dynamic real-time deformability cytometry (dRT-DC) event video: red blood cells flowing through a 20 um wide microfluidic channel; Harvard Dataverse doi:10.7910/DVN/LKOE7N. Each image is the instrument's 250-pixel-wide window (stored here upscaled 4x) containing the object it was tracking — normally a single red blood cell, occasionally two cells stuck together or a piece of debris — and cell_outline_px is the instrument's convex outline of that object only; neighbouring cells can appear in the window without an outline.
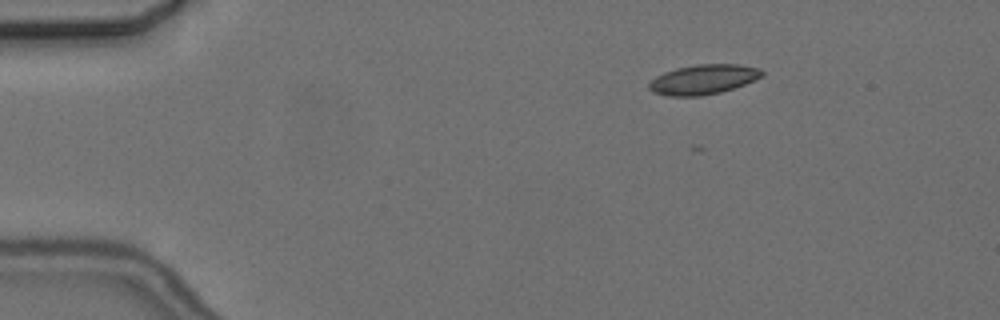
{"species": "common noctule bat (a hibernating species)", "species_latin": "Nyctalus noctula", "temperature_condition": "cold", "stored_images_in_passage": 4, "camera_frame_rate_fps": 3000, "um_per_image_px": 0.085, "animal": {"sex": "female", "body_mass_g": 24.6, "forearm_length_mm": 56.2}, "frame": {"image": 1, "passage_image": 1, "time_ms": 0.0, "image_size_px": [1000, 320], "cell_outline_px": [[764, 76], [744, 84], [720, 92], [700, 96], [668, 96], [652, 92], [648, 88], [648, 84], [656, 76], [664, 72], [676, 68], [696, 64], [740, 64], [760, 68], [764, 72]], "centroid_in_image_um": [59.78, 6.74], "position_along_channel_um": 25.2, "area_um2": 19.65}}
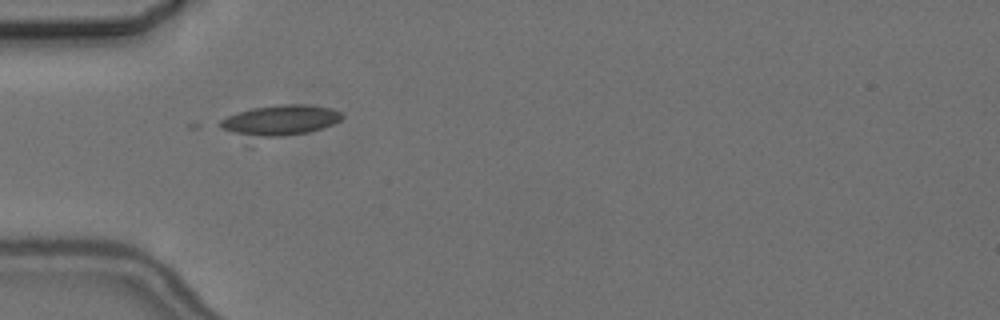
{"frame": {"image": 2, "passage_image": 3, "time_ms": 3.0, "image_size_px": [1000, 320], "cell_outline_px": [[344, 116], [340, 120], [332, 124], [308, 132], [252, 148], [248, 148], [212, 124], [236, 112], [252, 108], [280, 104], [304, 104], [332, 108], [340, 112]], "centroid_in_image_um": [23.46, 10.43], "position_along_channel_um": 61.5, "area_um2": 25.2}}
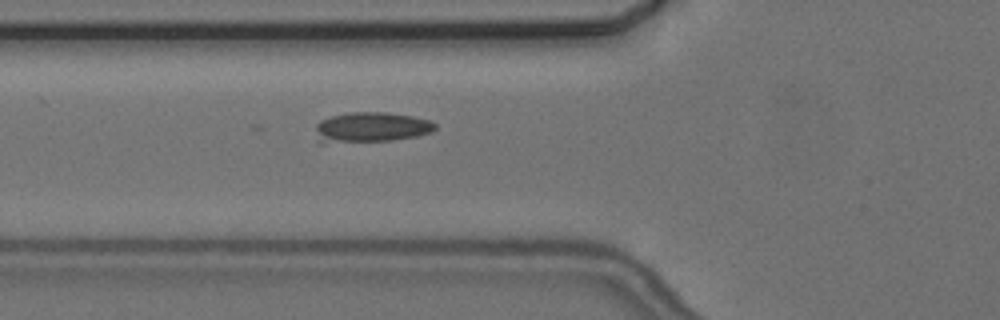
{"frame": {"image": 3, "passage_image": 4, "time_ms": 4.0, "image_size_px": [1000, 320], "cell_outline_px": [[436, 128], [432, 132], [416, 136], [392, 140], [324, 144], [316, 128], [316, 124], [320, 120], [332, 116], [348, 112], [388, 112], [412, 116], [432, 120], [436, 124]], "centroid_in_image_um": [31.59, 10.81], "position_along_channel_um": 94.2, "area_um2": 21.15}}